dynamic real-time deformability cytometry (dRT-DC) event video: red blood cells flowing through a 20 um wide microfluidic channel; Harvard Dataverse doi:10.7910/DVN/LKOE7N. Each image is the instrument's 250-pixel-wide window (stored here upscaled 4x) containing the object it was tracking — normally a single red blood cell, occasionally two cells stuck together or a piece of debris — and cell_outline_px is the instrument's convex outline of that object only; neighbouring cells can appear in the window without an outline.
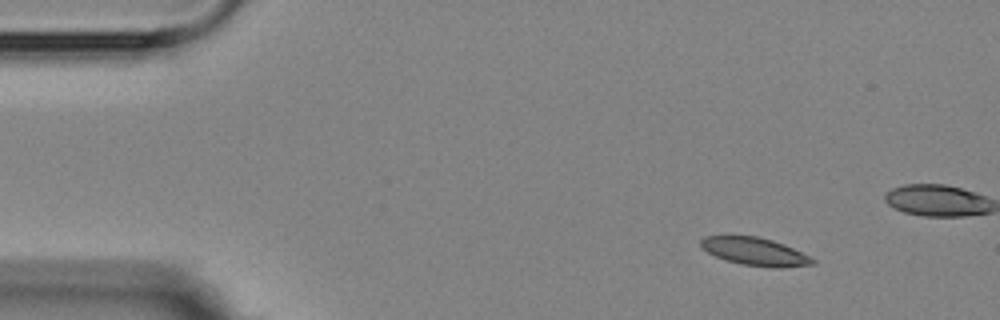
{"species": "Egyptian fruit bat (a non-hibernating species)", "species_latin": "Rousettus aegyptiacus", "temperature_condition": "room temperature", "stored_images_in_passage": 4, "camera_frame_rate_fps": 3000, "um_per_image_px": 0.085, "animal": {"sex": "female"}, "frame": {"image": 1, "passage_image": 1, "time_ms": 0.0, "image_size_px": [1000, 320], "cell_outline_px": [[816, 264], [780, 268], [772, 268], [744, 264], [728, 260], [716, 256], [700, 248], [700, 240], [704, 236], [756, 236], [772, 240], [784, 244], [816, 260]], "centroid_in_image_um": [64.17, 21.38], "position_along_channel_um": 20.8, "area_um2": 17.98}}